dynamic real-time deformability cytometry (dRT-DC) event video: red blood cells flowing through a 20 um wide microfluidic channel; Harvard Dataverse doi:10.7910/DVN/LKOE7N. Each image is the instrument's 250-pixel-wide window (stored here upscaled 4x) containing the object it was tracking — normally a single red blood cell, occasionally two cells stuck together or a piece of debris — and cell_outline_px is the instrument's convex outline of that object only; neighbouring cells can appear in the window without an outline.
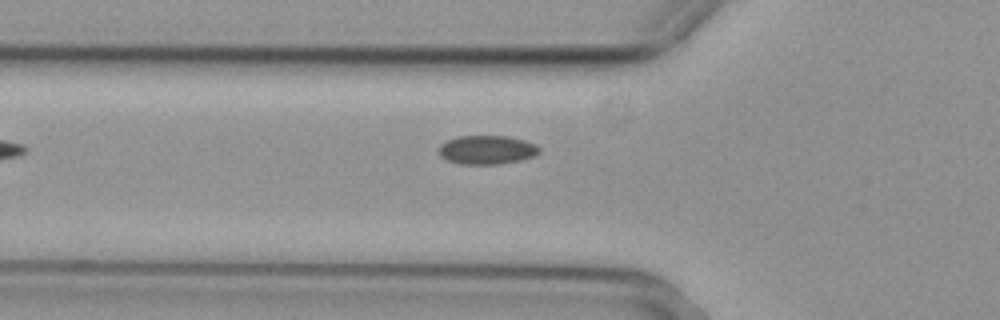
{"species": "common noctule bat (a hibernating species)", "species_latin": "Nyctalus noctula", "temperature_condition": "cold", "stored_images_in_passage": 38, "camera_frame_rate_fps": 3000, "um_per_image_px": 0.085, "animal": {"sex": "female", "body_mass_g": 29.2, "forearm_length_mm": 56.3}, "frame": {"image": 1, "passage_image": 4, "time_ms": 1.0, "image_size_px": [1000, 320], "cell_outline_px": [[540, 152], [536, 156], [520, 160], [500, 164], [460, 164], [448, 160], [440, 156], [436, 152], [436, 148], [440, 144], [456, 136], [508, 136], [524, 140], [536, 144], [540, 148]], "centroid_in_image_um": [41.36, 12.73], "position_along_channel_um": 84.4, "area_um2": 17.17}}
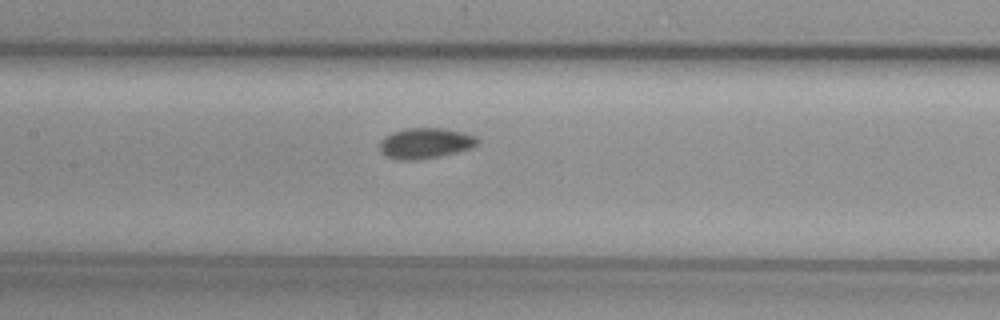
{"frame": {"image": 2, "passage_image": 11, "time_ms": 3.333, "image_size_px": [1000, 320], "cell_outline_px": [[480, 140], [472, 148], [456, 152], [416, 160], [400, 160], [388, 156], [380, 148], [380, 140], [384, 136], [392, 132], [408, 128], [444, 128], [464, 132], [476, 136]], "centroid_in_image_um": [36.18, 12.15], "position_along_channel_um": 171.2, "area_um2": 17.28}}
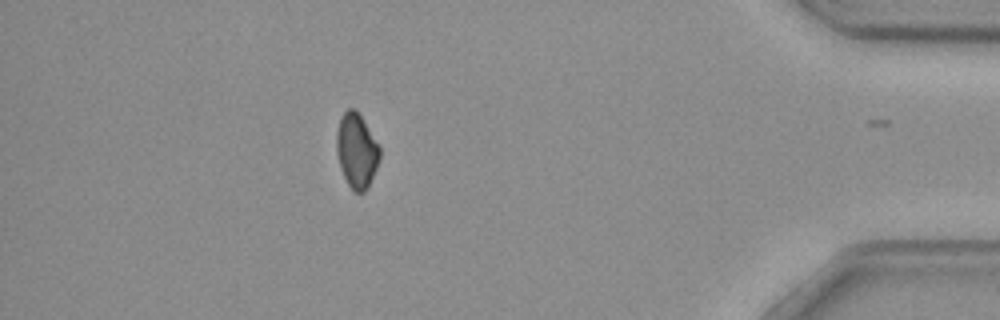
{"frame": {"image": 3, "passage_image": 31, "time_ms": 10.0, "image_size_px": [1000, 320], "cell_outline_px": [[380, 160], [368, 188], [364, 192], [352, 192], [340, 168], [336, 152], [336, 132], [340, 116], [348, 108], [352, 108], [360, 116], [380, 148]], "centroid_in_image_um": [30.29, 12.85], "position_along_channel_um": 404.9, "area_um2": 18.73}}